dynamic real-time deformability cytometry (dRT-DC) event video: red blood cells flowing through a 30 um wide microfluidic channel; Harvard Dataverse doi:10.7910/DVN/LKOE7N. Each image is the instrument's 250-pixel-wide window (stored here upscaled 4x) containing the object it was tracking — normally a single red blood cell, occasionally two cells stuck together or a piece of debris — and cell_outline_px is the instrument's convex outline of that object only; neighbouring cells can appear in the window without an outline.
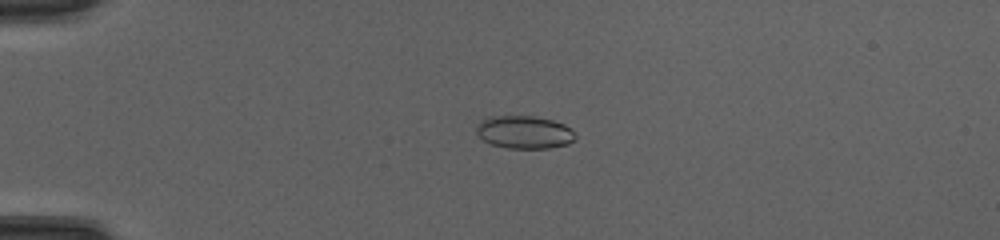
{"species": "common noctule bat (a hibernating species)", "species_latin": "Nyctalus noctula", "temperature_condition": "cold", "stored_images_in_passage": 51, "camera_frame_rate_fps": 3000, "um_per_image_px": 0.085, "animal": {"sex": "female", "body_mass_g": 20.0, "forearm_length_mm": 54.0}, "frame": {"image": 1, "passage_image": 14, "time_ms": 4.333, "image_size_px": [1000, 240], "cell_outline_px": [[576, 140], [568, 144], [548, 148], [508, 148], [492, 144], [484, 140], [476, 132], [476, 128], [480, 120], [492, 116], [532, 116], [552, 120], [564, 124], [572, 128], [576, 132]], "centroid_in_image_um": [44.61, 11.23], "position_along_channel_um": 40.4, "area_um2": 19.02}}
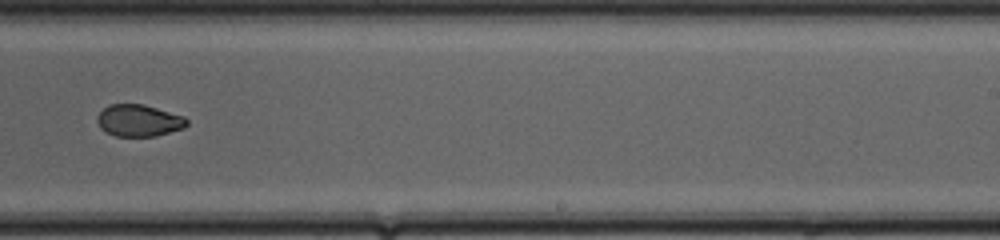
{"frame": {"image": 2, "passage_image": 34, "time_ms": 11.0, "image_size_px": [1000, 240], "cell_outline_px": [[188, 124], [184, 128], [156, 136], [116, 136], [104, 132], [100, 128], [96, 120], [96, 116], [108, 104], [144, 104], [184, 116], [188, 120]], "centroid_in_image_um": [11.78, 10.24], "position_along_channel_um": 277.2, "area_um2": 16.82}}
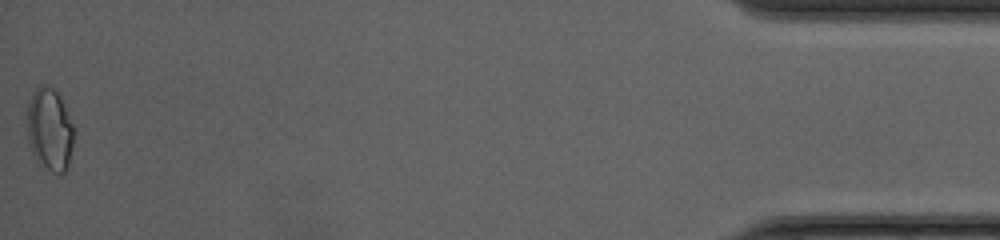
{"frame": {"image": 3, "passage_image": 51, "time_ms": 16.667, "image_size_px": [1000, 240], "cell_outline_px": [[72, 144], [68, 168], [64, 172], [52, 172], [36, 160], [28, 144], [28, 100], [32, 92], [36, 88], [44, 84], [48, 84], [60, 96], [72, 124]], "centroid_in_image_um": [4.2, 10.99], "position_along_channel_um": 431.0, "area_um2": 22.2}, "authors_computed_cell_mechanics": {"area_um2": 18.4382, "velocity_mm_per_s": 4.2294, "shape_relaxation_time_tau1_ms": null, "shape_relaxation_time_tau2_ms": 1.3617, "deformation_change_tau1": null, "deformation_change_tau2": 0.0538}}